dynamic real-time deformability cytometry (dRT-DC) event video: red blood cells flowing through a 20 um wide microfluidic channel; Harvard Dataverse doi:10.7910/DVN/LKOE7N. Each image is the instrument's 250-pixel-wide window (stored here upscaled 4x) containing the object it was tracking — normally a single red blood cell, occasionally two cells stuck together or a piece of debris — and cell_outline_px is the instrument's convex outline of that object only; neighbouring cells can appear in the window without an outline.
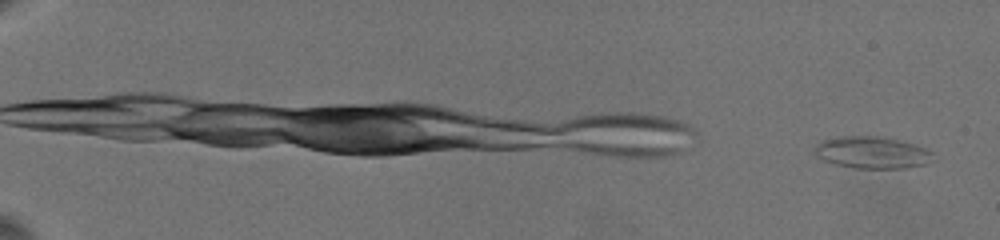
{"species": "common noctule bat (a hibernating species)", "species_latin": "Nyctalus noctula", "temperature_condition": "warm", "stored_images_in_passage": 32, "camera_frame_rate_fps": 3000, "um_per_image_px": 0.085, "animal": {"sex": "female", "body_mass_g": 19.5, "forearm_length_mm": 54.1}, "frame": {"image": 1, "passage_image": 1, "time_ms": 0.0, "image_size_px": [1000, 240], "cell_outline_px": [[932, 152], [924, 164], [904, 168], [856, 168], [836, 164], [824, 160], [816, 156], [812, 148], [820, 140], [840, 136], [872, 136], [896, 140], [912, 144], [924, 148]], "centroid_in_image_um": [73.99, 12.96], "position_along_channel_um": 11.0, "area_um2": 21.56}}
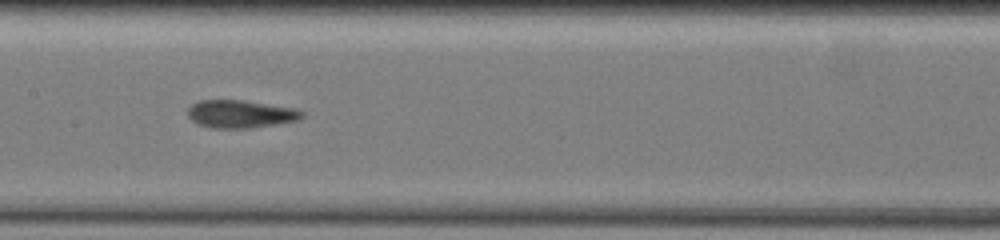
{"frame": {"image": 2, "passage_image": 19, "time_ms": 11.333, "image_size_px": [1000, 240], "cell_outline_px": [[304, 116], [300, 120], [276, 124], [248, 128], [212, 128], [200, 124], [192, 120], [188, 116], [188, 108], [192, 104], [200, 100], [244, 100], [296, 108], [304, 112]], "centroid_in_image_um": [20.48, 9.68], "position_along_channel_um": 186.9, "area_um2": 18.55}}
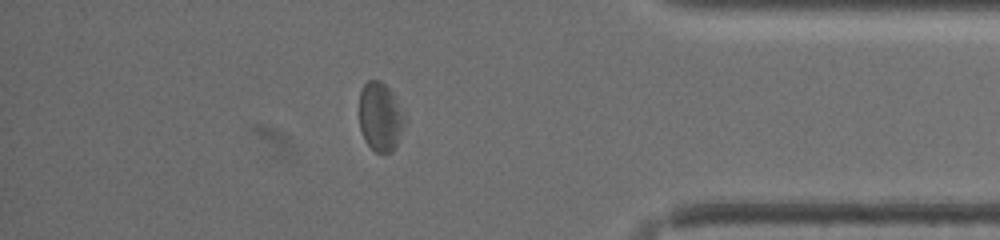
{"frame": {"image": 3, "passage_image": 29, "time_ms": 18.0, "image_size_px": [1000, 240], "cell_outline_px": [[404, 124], [396, 144], [392, 152], [376, 152], [364, 140], [360, 128], [360, 92], [364, 84], [368, 80], [380, 80], [392, 92], [404, 120]], "centroid_in_image_um": [32.28, 9.93], "position_along_channel_um": 402.9, "area_um2": 17.63}, "authors_computed_cell_mechanics": {"area_um2": 18.5538, "velocity_mm_per_s": 3.5339, "shape_relaxation_time_tau1_ms": 4.2812, "shape_relaxation_time_tau2_ms": 1.8493, "deformation_change_tau1": 0.1187, "deformation_change_tau2": 0.081}}